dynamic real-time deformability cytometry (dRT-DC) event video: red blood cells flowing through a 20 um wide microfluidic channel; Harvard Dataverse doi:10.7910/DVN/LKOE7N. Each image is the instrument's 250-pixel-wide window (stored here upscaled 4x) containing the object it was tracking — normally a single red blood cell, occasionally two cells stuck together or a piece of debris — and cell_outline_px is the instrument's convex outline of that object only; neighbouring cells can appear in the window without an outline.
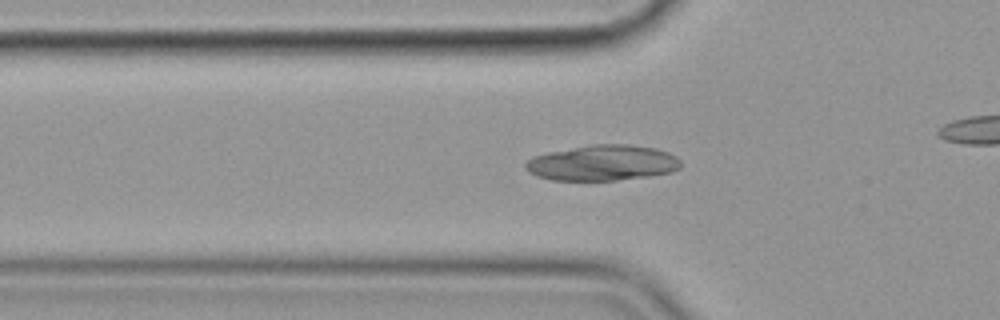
{"species": "common noctule bat (a hibernating species)", "species_latin": "Nyctalus noctula", "temperature_condition": "cold", "stored_images_in_passage": 46, "camera_frame_rate_fps": 3000, "um_per_image_px": 0.085, "animal": {"sex": "female", "body_mass_g": 19.9}, "frame": {"image": 1, "passage_image": 19, "time_ms": 6.0, "image_size_px": [1000, 320], "cell_outline_px": [[680, 168], [672, 172], [648, 176], [616, 180], [552, 180], [536, 176], [528, 172], [524, 168], [524, 164], [532, 156], [548, 152], [592, 144], [628, 144], [656, 148], [668, 152], [676, 156], [680, 160]], "centroid_in_image_um": [51.19, 13.84], "position_along_channel_um": 74.6, "area_um2": 32.37}}
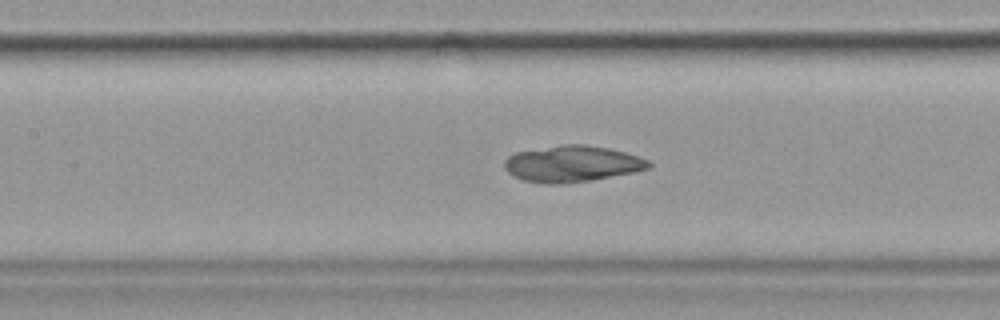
{"frame": {"image": 2, "passage_image": 26, "time_ms": 8.333, "image_size_px": [1000, 320], "cell_outline_px": [[652, 164], [648, 168], [632, 172], [592, 180], [564, 184], [544, 184], [524, 180], [508, 172], [504, 168], [504, 160], [508, 156], [516, 152], [564, 144], [584, 144], [608, 148], [624, 152], [648, 160]], "centroid_in_image_um": [48.6, 13.93], "position_along_channel_um": 158.8, "area_um2": 30.29}}
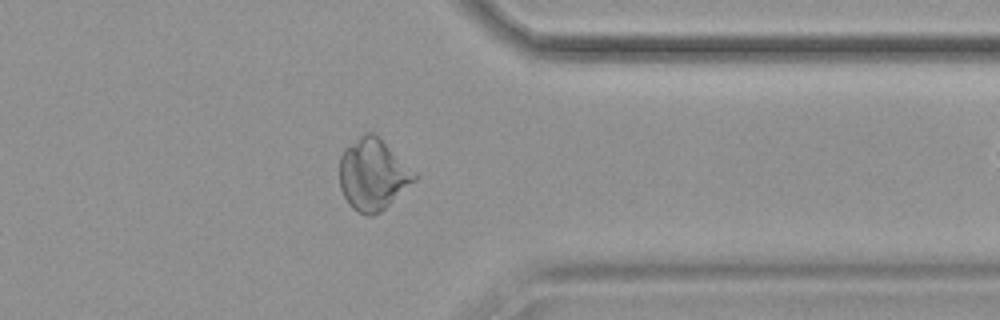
{"frame": {"image": 3, "passage_image": 45, "time_ms": 14.667, "image_size_px": [1000, 320], "cell_outline_px": [[416, 180], [380, 212], [372, 216], [368, 216], [356, 212], [348, 204], [340, 188], [340, 156], [344, 148], [364, 132], [372, 132], [380, 136], [416, 172]], "centroid_in_image_um": [31.69, 14.81], "position_along_channel_um": 379.7, "area_um2": 31.44}}